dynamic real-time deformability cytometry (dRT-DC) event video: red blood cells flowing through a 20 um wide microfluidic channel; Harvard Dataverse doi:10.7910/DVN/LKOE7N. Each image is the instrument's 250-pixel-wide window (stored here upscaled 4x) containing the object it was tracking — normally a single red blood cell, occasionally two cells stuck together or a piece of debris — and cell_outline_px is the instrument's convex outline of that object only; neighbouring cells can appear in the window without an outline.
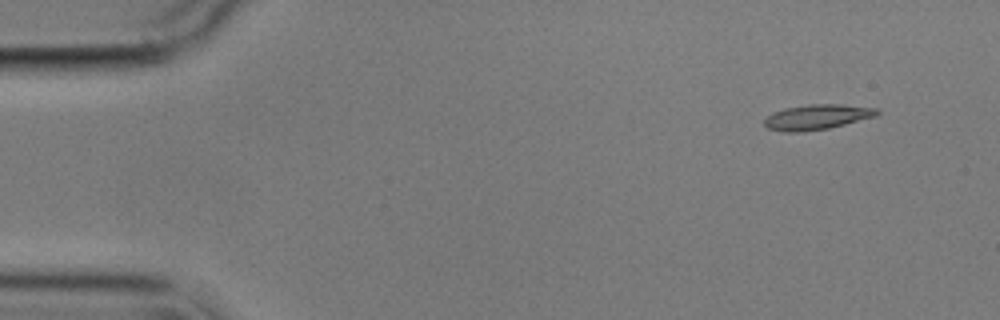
{"species": "common noctule bat (a hibernating species)", "species_latin": "Nyctalus noctula", "temperature_condition": "cold", "stored_images_in_passage": 3, "camera_frame_rate_fps": 3000, "um_per_image_px": 0.085, "animal": {"sex": "male", "body_mass_g": 17.9}, "frame": {"image": 1, "passage_image": 1, "time_ms": 0.0, "image_size_px": [1000, 320], "cell_outline_px": [[880, 112], [876, 116], [828, 128], [804, 132], [784, 132], [768, 128], [764, 124], [764, 120], [772, 112], [784, 108], [808, 104], [840, 104], [876, 108]], "centroid_in_image_um": [69.41, 9.94], "position_along_channel_um": 15.6, "area_um2": 16.47}}
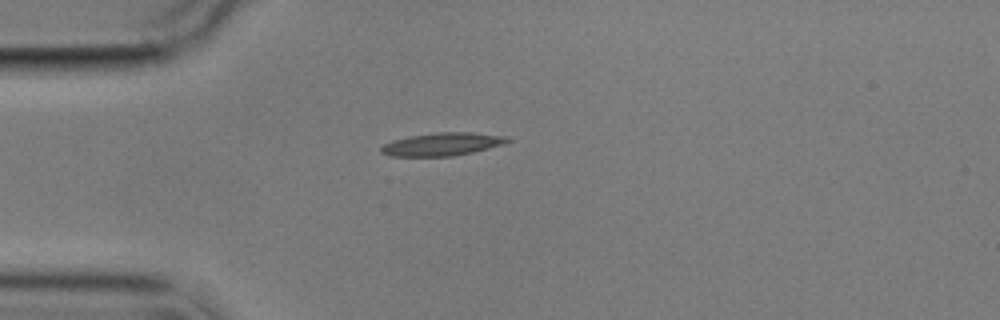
{"frame": {"image": 2, "passage_image": 3, "time_ms": 3.333, "image_size_px": [1000, 320], "cell_outline_px": [[512, 140], [504, 144], [472, 152], [452, 156], [388, 156], [380, 152], [380, 148], [384, 144], [392, 140], [408, 136], [436, 132], [472, 132], [508, 136]], "centroid_in_image_um": [37.59, 12.25], "position_along_channel_um": 47.4, "area_um2": 17.05}}